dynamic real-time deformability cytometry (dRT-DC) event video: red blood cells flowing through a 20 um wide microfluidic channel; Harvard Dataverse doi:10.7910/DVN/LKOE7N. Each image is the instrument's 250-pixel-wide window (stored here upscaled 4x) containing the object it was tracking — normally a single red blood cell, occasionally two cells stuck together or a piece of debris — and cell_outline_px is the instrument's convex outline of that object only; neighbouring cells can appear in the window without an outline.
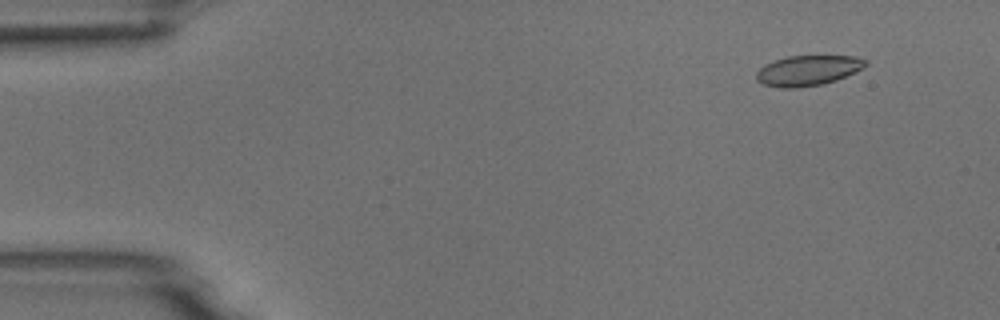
{"species": "common noctule bat (a hibernating species)", "species_latin": "Nyctalus noctula", "temperature_condition": "room temperature", "stored_images_in_passage": 53, "camera_frame_rate_fps": 3000, "um_per_image_px": 0.085, "animal": {"sex": "male", "body_mass_g": 18.8}, "frame": {"image": 1, "passage_image": 5, "time_ms": 1.333, "image_size_px": [1000, 320], "cell_outline_px": [[868, 64], [836, 80], [824, 84], [796, 88], [780, 88], [764, 84], [756, 80], [756, 72], [764, 64], [772, 60], [788, 56], [856, 56], [868, 60]], "centroid_in_image_um": [68.62, 5.99], "position_along_channel_um": 16.4, "area_um2": 19.25}}
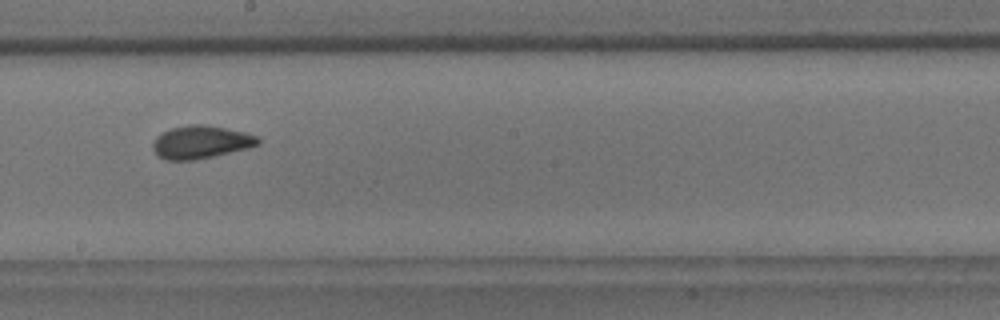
{"frame": {"image": 2, "passage_image": 30, "time_ms": 9.667, "image_size_px": [1000, 320], "cell_outline_px": [[260, 144], [248, 148], [212, 156], [192, 160], [164, 160], [156, 156], [152, 148], [152, 144], [156, 136], [172, 128], [188, 124], [200, 124], [224, 128], [244, 132], [256, 136], [260, 140]], "centroid_in_image_um": [17.02, 12.09], "position_along_channel_um": 231.2, "area_um2": 20.06}}
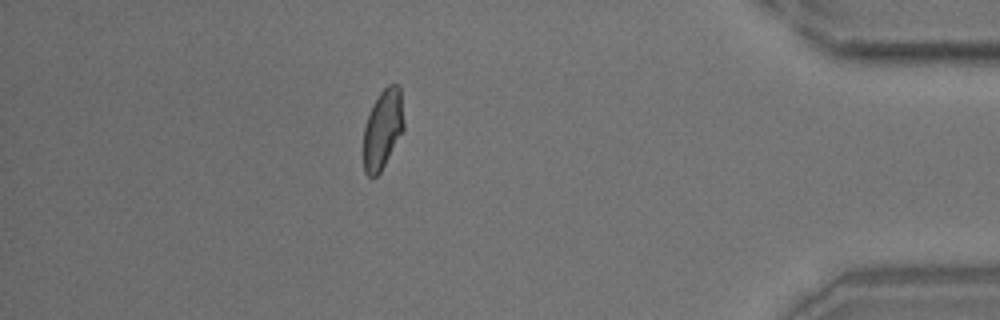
{"frame": {"image": 3, "passage_image": 47, "time_ms": 15.333, "image_size_px": [1000, 320], "cell_outline_px": [[404, 128], [380, 172], [376, 176], [368, 176], [364, 172], [364, 128], [372, 104], [380, 92], [388, 84], [396, 84], [400, 88], [404, 124]], "centroid_in_image_um": [32.53, 10.95], "position_along_channel_um": 402.7, "area_um2": 18.38}, "authors_computed_cell_mechanics": {"area_um2": 19.3052, "velocity_mm_per_s": 3.7821, "shape_relaxation_time_tau1_ms": 7.7621, "shape_relaxation_time_tau2_ms": 1.3599, "deformation_change_tau1": 0.1569, "deformation_change_tau2": 0.0565}}